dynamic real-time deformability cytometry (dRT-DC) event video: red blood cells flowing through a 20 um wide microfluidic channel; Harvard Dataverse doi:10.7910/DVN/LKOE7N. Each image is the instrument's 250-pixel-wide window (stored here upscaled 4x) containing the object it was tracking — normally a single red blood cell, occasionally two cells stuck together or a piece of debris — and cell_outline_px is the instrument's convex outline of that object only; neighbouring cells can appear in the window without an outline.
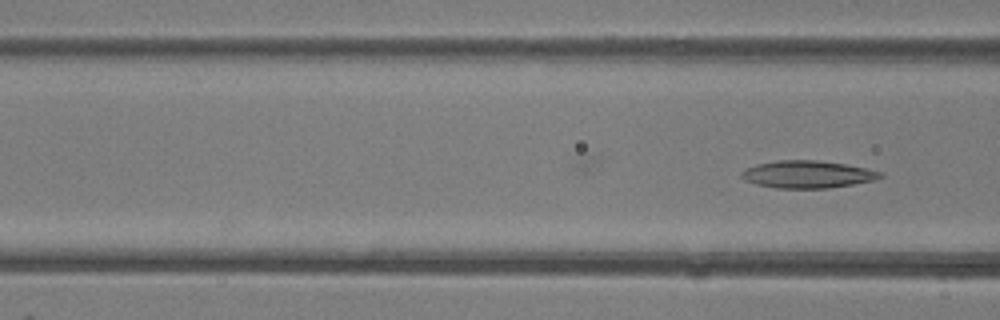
{"species": "common noctule bat (a hibernating species)", "species_latin": "Nyctalus noctula", "temperature_condition": "room temperature", "stored_images_in_passage": 4, "camera_frame_rate_fps": 3000, "um_per_image_px": 0.085, "animal": {"sex": "female"}, "frame": {"image": 1, "passage_image": 4, "time_ms": 3.333, "image_size_px": [1000, 320], "cell_outline_px": [[884, 176], [872, 180], [852, 184], [828, 188], [776, 188], [756, 184], [744, 180], [740, 176], [740, 172], [756, 164], [776, 160], [816, 160], [844, 164], [884, 172]], "centroid_in_image_um": [68.6, 14.82], "position_along_channel_um": 98.0, "area_um2": 22.02}}